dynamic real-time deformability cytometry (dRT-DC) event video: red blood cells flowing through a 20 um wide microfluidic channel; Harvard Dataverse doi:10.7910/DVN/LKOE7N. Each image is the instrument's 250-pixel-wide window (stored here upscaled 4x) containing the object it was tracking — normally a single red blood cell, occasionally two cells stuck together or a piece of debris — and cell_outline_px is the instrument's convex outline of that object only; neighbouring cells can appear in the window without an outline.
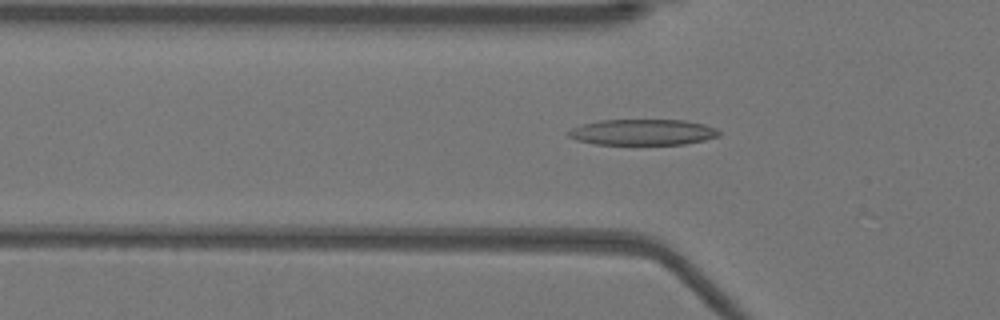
{"species": "Egyptian fruit bat (a non-hibernating species)", "species_latin": "Rousettus aegyptiacus", "temperature_condition": "warm", "stored_images_in_passage": 29, "camera_frame_rate_fps": 3000, "um_per_image_px": 0.085, "animal": {"sex": "female"}, "frame": {"image": 1, "passage_image": 17, "time_ms": 5.333, "image_size_px": [1000, 320], "cell_outline_px": [[720, 136], [704, 140], [684, 144], [596, 144], [576, 140], [568, 136], [568, 132], [572, 128], [584, 124], [600, 120], [684, 120], [704, 124], [716, 128], [720, 132]], "centroid_in_image_um": [54.65, 11.23], "position_along_channel_um": 71.1, "area_um2": 22.6}}
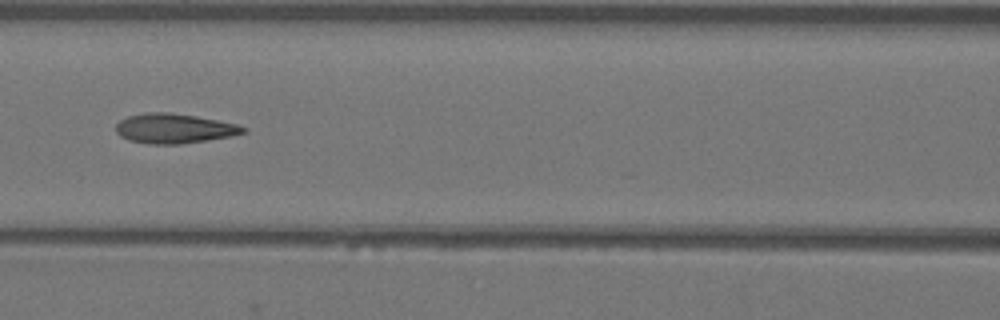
{"frame": {"image": 2, "passage_image": 23, "time_ms": 7.333, "image_size_px": [1000, 320], "cell_outline_px": [[248, 132], [232, 136], [180, 144], [148, 144], [128, 140], [120, 136], [116, 132], [116, 124], [120, 120], [128, 116], [144, 112], [168, 112], [196, 116], [236, 124], [248, 128]], "centroid_in_image_um": [14.8, 10.92], "position_along_channel_um": 151.8, "area_um2": 22.14}}
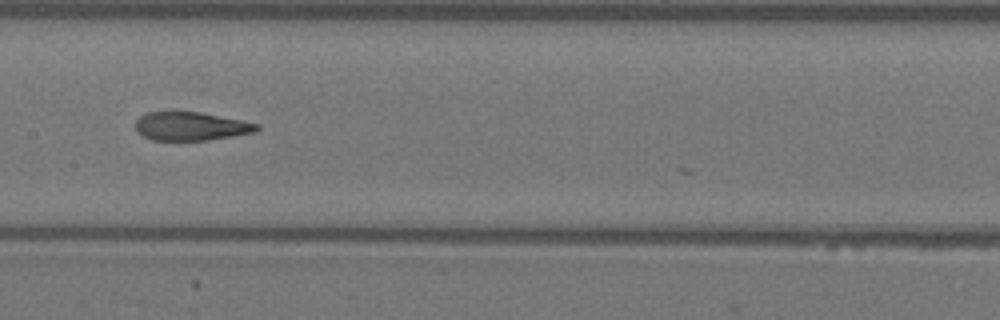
{"frame": {"image": 3, "passage_image": 26, "time_ms": 8.333, "image_size_px": [1000, 320], "cell_outline_px": [[260, 128], [256, 132], [208, 140], [152, 140], [136, 132], [136, 120], [140, 116], [148, 112], [200, 112], [260, 124]], "centroid_in_image_um": [16.23, 10.73], "position_along_channel_um": 191.2, "area_um2": 20.06}}